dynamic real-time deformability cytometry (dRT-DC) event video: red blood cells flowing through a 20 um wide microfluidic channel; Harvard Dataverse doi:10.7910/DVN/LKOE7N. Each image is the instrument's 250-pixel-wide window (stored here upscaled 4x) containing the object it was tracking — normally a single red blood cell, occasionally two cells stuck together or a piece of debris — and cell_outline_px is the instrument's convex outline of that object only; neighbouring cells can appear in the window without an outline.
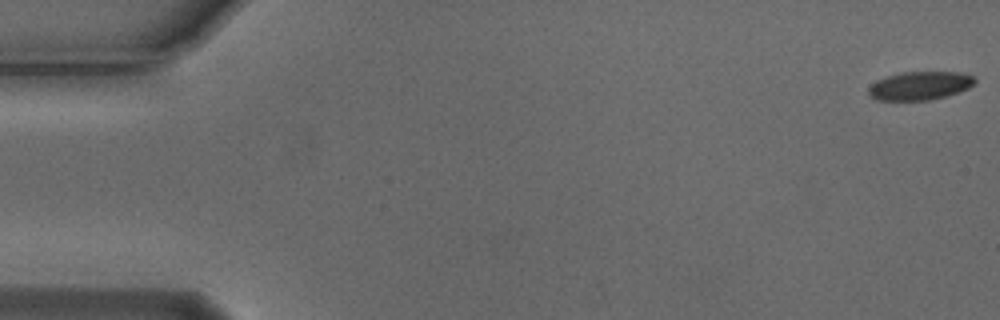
{"species": "Egyptian fruit bat (a non-hibernating species)", "species_latin": "Rousettus aegyptiacus", "temperature_condition": "cold", "stored_images_in_passage": 8, "camera_frame_rate_fps": 3000, "um_per_image_px": 0.085, "animal": {"sex": "male"}, "frame": {"image": 1, "passage_image": 1, "time_ms": 0.0, "image_size_px": [1000, 320], "cell_outline_px": [[976, 80], [968, 88], [948, 96], [928, 100], [876, 100], [868, 96], [868, 88], [876, 80], [900, 72], [956, 72], [972, 76]], "centroid_in_image_um": [78.14, 7.29], "position_along_channel_um": 6.9, "area_um2": 17.57}}
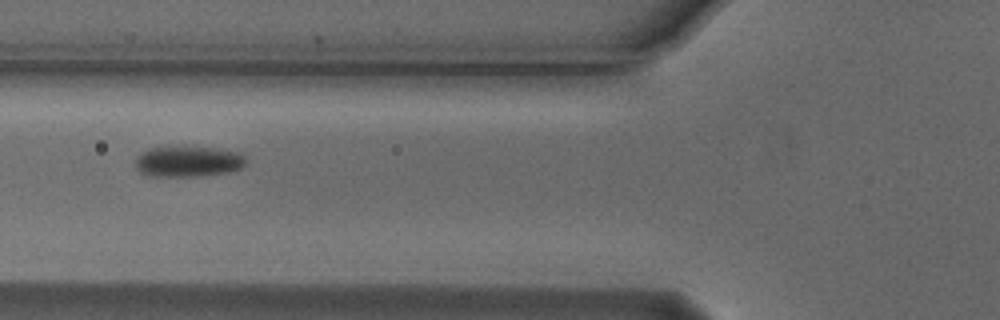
{"frame": {"image": 2, "passage_image": 6, "time_ms": 1.667, "image_size_px": [1000, 320], "cell_outline_px": [[248, 160], [240, 168], [228, 172], [200, 176], [148, 176], [140, 172], [136, 168], [136, 156], [140, 152], [148, 148], [184, 144], [216, 148], [240, 152]], "centroid_in_image_um": [15.96, 13.68], "position_along_channel_um": 109.8, "area_um2": 20.63}}
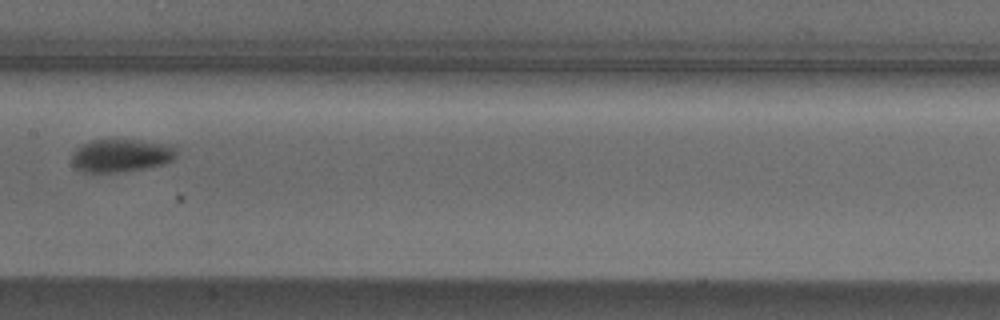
{"frame": {"image": 3, "passage_image": 8, "time_ms": 2.333, "image_size_px": [1000, 320], "cell_outline_px": [[176, 156], [172, 160], [164, 164], [148, 168], [116, 172], [84, 172], [76, 168], [72, 164], [72, 152], [76, 148], [92, 140], [136, 140], [172, 144], [176, 148]], "centroid_in_image_um": [10.31, 13.22], "position_along_channel_um": 197.1, "area_um2": 20.17}}